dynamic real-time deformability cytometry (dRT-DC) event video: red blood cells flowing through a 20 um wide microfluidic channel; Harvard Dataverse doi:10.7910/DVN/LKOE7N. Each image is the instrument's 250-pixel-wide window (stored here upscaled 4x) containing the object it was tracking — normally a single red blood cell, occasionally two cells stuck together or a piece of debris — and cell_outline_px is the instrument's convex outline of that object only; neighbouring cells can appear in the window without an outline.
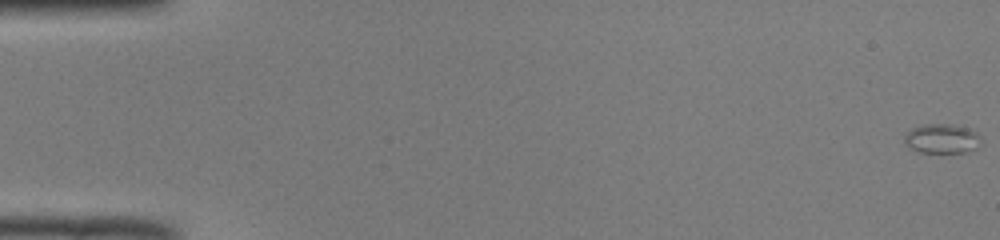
{"species": "common noctule bat (a hibernating species)", "species_latin": "Nyctalus noctula", "temperature_condition": "room temperature", "stored_images_in_passage": 52, "camera_frame_rate_fps": 3000, "um_per_image_px": 0.085, "animal": {"sex": "male", "body_mass_g": 19.0, "forearm_length_mm": 50.8}, "frame": {"image": 1, "passage_image": 1, "time_ms": 0.0, "image_size_px": [1000, 240], "cell_outline_px": [[984, 140], [976, 148], [964, 152], [920, 152], [908, 148], [904, 144], [904, 136], [912, 128], [924, 124], [952, 124], [972, 128]], "centroid_in_image_um": [80.08, 11.77], "position_along_channel_um": 4.9, "area_um2": 13.41}}
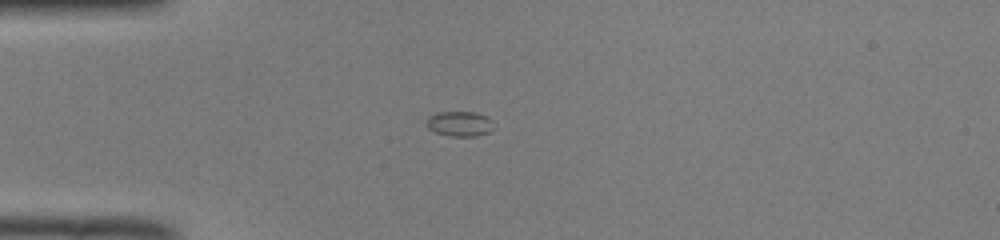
{"frame": {"image": 2, "passage_image": 15, "time_ms": 4.667, "image_size_px": [1000, 240], "cell_outline_px": [[496, 128], [488, 132], [476, 136], [448, 136], [436, 132], [428, 128], [424, 124], [424, 120], [428, 116], [436, 112], [476, 112], [488, 116], [492, 120]], "centroid_in_image_um": [39.07, 10.51], "position_along_channel_um": 45.9, "area_um2": 10.17}}
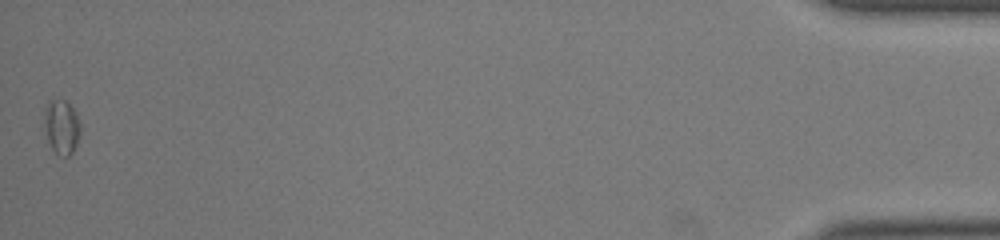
{"frame": {"image": 3, "passage_image": 52, "time_ms": 17.0, "image_size_px": [1000, 240], "cell_outline_px": [[80, 132], [76, 144], [72, 152], [68, 156], [56, 156], [48, 140], [44, 124], [44, 108], [48, 100], [64, 100], [76, 112], [80, 124]], "centroid_in_image_um": [5.22, 10.78], "position_along_channel_um": 430.0, "area_um2": 11.44}}